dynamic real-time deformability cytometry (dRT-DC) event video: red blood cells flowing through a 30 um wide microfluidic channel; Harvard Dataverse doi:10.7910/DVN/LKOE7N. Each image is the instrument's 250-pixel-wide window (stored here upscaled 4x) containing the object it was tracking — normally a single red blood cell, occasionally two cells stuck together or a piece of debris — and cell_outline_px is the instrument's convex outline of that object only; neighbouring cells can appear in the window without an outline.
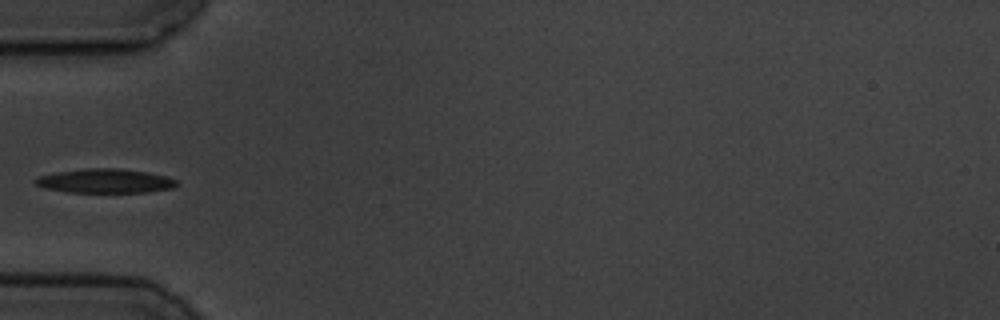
{"species": "common noctule bat (a hibernating species)", "species_latin": "Nyctalus noctula", "temperature_condition": "cold", "stored_images_in_passage": 5, "camera_frame_rate_fps": 3000, "um_per_image_px": 0.085, "animal": {"sex": "male", "body_mass_g": 19.5, "forearm_length_mm": 54.6}, "frame": {"image": 1, "passage_image": 5, "time_ms": 4.667, "image_size_px": [1000, 320], "cell_outline_px": [[176, 184], [172, 188], [148, 192], [68, 192], [44, 188], [36, 184], [32, 180], [36, 176], [56, 172], [88, 168], [120, 168], [168, 176], [176, 180]], "centroid_in_image_um": [8.88, 15.38], "position_along_channel_um": 76.1, "area_um2": 19.88}}